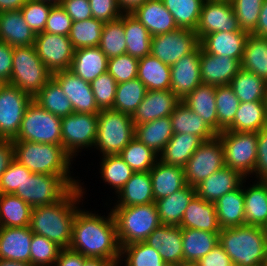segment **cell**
I'll list each match as a JSON object with an SVG mask.
<instances>
[{
  "label": "cell",
  "instance_id": "obj_27",
  "mask_svg": "<svg viewBox=\"0 0 267 266\" xmlns=\"http://www.w3.org/2000/svg\"><path fill=\"white\" fill-rule=\"evenodd\" d=\"M36 34L25 22L21 10L0 12V41L12 47L34 45Z\"/></svg>",
  "mask_w": 267,
  "mask_h": 266
},
{
  "label": "cell",
  "instance_id": "obj_67",
  "mask_svg": "<svg viewBox=\"0 0 267 266\" xmlns=\"http://www.w3.org/2000/svg\"><path fill=\"white\" fill-rule=\"evenodd\" d=\"M14 160L13 140L0 139V176Z\"/></svg>",
  "mask_w": 267,
  "mask_h": 266
},
{
  "label": "cell",
  "instance_id": "obj_46",
  "mask_svg": "<svg viewBox=\"0 0 267 266\" xmlns=\"http://www.w3.org/2000/svg\"><path fill=\"white\" fill-rule=\"evenodd\" d=\"M147 91L145 85L138 78L117 84L112 109L132 116Z\"/></svg>",
  "mask_w": 267,
  "mask_h": 266
},
{
  "label": "cell",
  "instance_id": "obj_74",
  "mask_svg": "<svg viewBox=\"0 0 267 266\" xmlns=\"http://www.w3.org/2000/svg\"><path fill=\"white\" fill-rule=\"evenodd\" d=\"M262 266H267V257H266V260L263 262Z\"/></svg>",
  "mask_w": 267,
  "mask_h": 266
},
{
  "label": "cell",
  "instance_id": "obj_42",
  "mask_svg": "<svg viewBox=\"0 0 267 266\" xmlns=\"http://www.w3.org/2000/svg\"><path fill=\"white\" fill-rule=\"evenodd\" d=\"M229 86L240 102L265 101L267 82L255 73L240 69Z\"/></svg>",
  "mask_w": 267,
  "mask_h": 266
},
{
  "label": "cell",
  "instance_id": "obj_36",
  "mask_svg": "<svg viewBox=\"0 0 267 266\" xmlns=\"http://www.w3.org/2000/svg\"><path fill=\"white\" fill-rule=\"evenodd\" d=\"M216 86L201 84L183 100L184 105L198 114L217 133Z\"/></svg>",
  "mask_w": 267,
  "mask_h": 266
},
{
  "label": "cell",
  "instance_id": "obj_3",
  "mask_svg": "<svg viewBox=\"0 0 267 266\" xmlns=\"http://www.w3.org/2000/svg\"><path fill=\"white\" fill-rule=\"evenodd\" d=\"M13 149L14 159L30 172L58 175L72 188L81 186V181L73 178L70 173L74 159L63 149L62 145L13 141Z\"/></svg>",
  "mask_w": 267,
  "mask_h": 266
},
{
  "label": "cell",
  "instance_id": "obj_43",
  "mask_svg": "<svg viewBox=\"0 0 267 266\" xmlns=\"http://www.w3.org/2000/svg\"><path fill=\"white\" fill-rule=\"evenodd\" d=\"M32 207L15 194H0V226L30 225Z\"/></svg>",
  "mask_w": 267,
  "mask_h": 266
},
{
  "label": "cell",
  "instance_id": "obj_21",
  "mask_svg": "<svg viewBox=\"0 0 267 266\" xmlns=\"http://www.w3.org/2000/svg\"><path fill=\"white\" fill-rule=\"evenodd\" d=\"M241 69V62L228 56L205 52L200 46V73L202 84L213 86L229 85Z\"/></svg>",
  "mask_w": 267,
  "mask_h": 266
},
{
  "label": "cell",
  "instance_id": "obj_33",
  "mask_svg": "<svg viewBox=\"0 0 267 266\" xmlns=\"http://www.w3.org/2000/svg\"><path fill=\"white\" fill-rule=\"evenodd\" d=\"M119 194V195H118ZM115 206H133L154 203L152 181L149 171L134 172L127 183L116 194Z\"/></svg>",
  "mask_w": 267,
  "mask_h": 266
},
{
  "label": "cell",
  "instance_id": "obj_72",
  "mask_svg": "<svg viewBox=\"0 0 267 266\" xmlns=\"http://www.w3.org/2000/svg\"><path fill=\"white\" fill-rule=\"evenodd\" d=\"M0 266H35L30 262L13 261L7 259H0Z\"/></svg>",
  "mask_w": 267,
  "mask_h": 266
},
{
  "label": "cell",
  "instance_id": "obj_37",
  "mask_svg": "<svg viewBox=\"0 0 267 266\" xmlns=\"http://www.w3.org/2000/svg\"><path fill=\"white\" fill-rule=\"evenodd\" d=\"M203 141L193 134L177 133L159 154V160L167 165L184 167Z\"/></svg>",
  "mask_w": 267,
  "mask_h": 266
},
{
  "label": "cell",
  "instance_id": "obj_44",
  "mask_svg": "<svg viewBox=\"0 0 267 266\" xmlns=\"http://www.w3.org/2000/svg\"><path fill=\"white\" fill-rule=\"evenodd\" d=\"M241 68L255 73L267 82V38L249 34L241 59Z\"/></svg>",
  "mask_w": 267,
  "mask_h": 266
},
{
  "label": "cell",
  "instance_id": "obj_76",
  "mask_svg": "<svg viewBox=\"0 0 267 266\" xmlns=\"http://www.w3.org/2000/svg\"><path fill=\"white\" fill-rule=\"evenodd\" d=\"M265 102H266V109H267V95H266V99H265Z\"/></svg>",
  "mask_w": 267,
  "mask_h": 266
},
{
  "label": "cell",
  "instance_id": "obj_63",
  "mask_svg": "<svg viewBox=\"0 0 267 266\" xmlns=\"http://www.w3.org/2000/svg\"><path fill=\"white\" fill-rule=\"evenodd\" d=\"M61 6L73 22L92 18L89 0H62Z\"/></svg>",
  "mask_w": 267,
  "mask_h": 266
},
{
  "label": "cell",
  "instance_id": "obj_11",
  "mask_svg": "<svg viewBox=\"0 0 267 266\" xmlns=\"http://www.w3.org/2000/svg\"><path fill=\"white\" fill-rule=\"evenodd\" d=\"M97 124L98 114L71 113L61 117L63 149L72 158H76L81 149L93 148L97 136Z\"/></svg>",
  "mask_w": 267,
  "mask_h": 266
},
{
  "label": "cell",
  "instance_id": "obj_2",
  "mask_svg": "<svg viewBox=\"0 0 267 266\" xmlns=\"http://www.w3.org/2000/svg\"><path fill=\"white\" fill-rule=\"evenodd\" d=\"M83 184L72 188L57 203L32 208L29 225L32 232L55 242L62 249L69 248L78 204L86 194Z\"/></svg>",
  "mask_w": 267,
  "mask_h": 266
},
{
  "label": "cell",
  "instance_id": "obj_19",
  "mask_svg": "<svg viewBox=\"0 0 267 266\" xmlns=\"http://www.w3.org/2000/svg\"><path fill=\"white\" fill-rule=\"evenodd\" d=\"M158 250L167 266L183 265L182 228L161 224L144 241Z\"/></svg>",
  "mask_w": 267,
  "mask_h": 266
},
{
  "label": "cell",
  "instance_id": "obj_14",
  "mask_svg": "<svg viewBox=\"0 0 267 266\" xmlns=\"http://www.w3.org/2000/svg\"><path fill=\"white\" fill-rule=\"evenodd\" d=\"M199 44L195 31L177 28L152 36L150 55L171 66L184 55L191 53Z\"/></svg>",
  "mask_w": 267,
  "mask_h": 266
},
{
  "label": "cell",
  "instance_id": "obj_48",
  "mask_svg": "<svg viewBox=\"0 0 267 266\" xmlns=\"http://www.w3.org/2000/svg\"><path fill=\"white\" fill-rule=\"evenodd\" d=\"M98 47L108 59L126 53L124 13L118 19L104 23Z\"/></svg>",
  "mask_w": 267,
  "mask_h": 266
},
{
  "label": "cell",
  "instance_id": "obj_77",
  "mask_svg": "<svg viewBox=\"0 0 267 266\" xmlns=\"http://www.w3.org/2000/svg\"><path fill=\"white\" fill-rule=\"evenodd\" d=\"M113 266H121V264L119 265V263H117V264H114Z\"/></svg>",
  "mask_w": 267,
  "mask_h": 266
},
{
  "label": "cell",
  "instance_id": "obj_8",
  "mask_svg": "<svg viewBox=\"0 0 267 266\" xmlns=\"http://www.w3.org/2000/svg\"><path fill=\"white\" fill-rule=\"evenodd\" d=\"M61 117L41 108L36 102L27 106L19 133L13 141L62 145Z\"/></svg>",
  "mask_w": 267,
  "mask_h": 266
},
{
  "label": "cell",
  "instance_id": "obj_16",
  "mask_svg": "<svg viewBox=\"0 0 267 266\" xmlns=\"http://www.w3.org/2000/svg\"><path fill=\"white\" fill-rule=\"evenodd\" d=\"M238 20L230 0H205L195 33L199 41L207 34L239 31Z\"/></svg>",
  "mask_w": 267,
  "mask_h": 266
},
{
  "label": "cell",
  "instance_id": "obj_26",
  "mask_svg": "<svg viewBox=\"0 0 267 266\" xmlns=\"http://www.w3.org/2000/svg\"><path fill=\"white\" fill-rule=\"evenodd\" d=\"M179 226L214 233H219L222 229L218 222L215 203L205 201L197 195L189 202Z\"/></svg>",
  "mask_w": 267,
  "mask_h": 266
},
{
  "label": "cell",
  "instance_id": "obj_70",
  "mask_svg": "<svg viewBox=\"0 0 267 266\" xmlns=\"http://www.w3.org/2000/svg\"><path fill=\"white\" fill-rule=\"evenodd\" d=\"M27 0H0V12L20 10Z\"/></svg>",
  "mask_w": 267,
  "mask_h": 266
},
{
  "label": "cell",
  "instance_id": "obj_75",
  "mask_svg": "<svg viewBox=\"0 0 267 266\" xmlns=\"http://www.w3.org/2000/svg\"><path fill=\"white\" fill-rule=\"evenodd\" d=\"M181 266H195L193 264H184V265H181Z\"/></svg>",
  "mask_w": 267,
  "mask_h": 266
},
{
  "label": "cell",
  "instance_id": "obj_20",
  "mask_svg": "<svg viewBox=\"0 0 267 266\" xmlns=\"http://www.w3.org/2000/svg\"><path fill=\"white\" fill-rule=\"evenodd\" d=\"M181 100L171 90H148L131 118L134 125L170 116Z\"/></svg>",
  "mask_w": 267,
  "mask_h": 266
},
{
  "label": "cell",
  "instance_id": "obj_58",
  "mask_svg": "<svg viewBox=\"0 0 267 266\" xmlns=\"http://www.w3.org/2000/svg\"><path fill=\"white\" fill-rule=\"evenodd\" d=\"M139 59L127 53L108 59L107 72L117 84L137 78Z\"/></svg>",
  "mask_w": 267,
  "mask_h": 266
},
{
  "label": "cell",
  "instance_id": "obj_60",
  "mask_svg": "<svg viewBox=\"0 0 267 266\" xmlns=\"http://www.w3.org/2000/svg\"><path fill=\"white\" fill-rule=\"evenodd\" d=\"M72 22L61 4L53 5L49 12L44 32L68 36Z\"/></svg>",
  "mask_w": 267,
  "mask_h": 266
},
{
  "label": "cell",
  "instance_id": "obj_45",
  "mask_svg": "<svg viewBox=\"0 0 267 266\" xmlns=\"http://www.w3.org/2000/svg\"><path fill=\"white\" fill-rule=\"evenodd\" d=\"M33 101L41 108L59 117L74 113L72 103L53 78L33 98Z\"/></svg>",
  "mask_w": 267,
  "mask_h": 266
},
{
  "label": "cell",
  "instance_id": "obj_7",
  "mask_svg": "<svg viewBox=\"0 0 267 266\" xmlns=\"http://www.w3.org/2000/svg\"><path fill=\"white\" fill-rule=\"evenodd\" d=\"M134 137L135 126L130 115L112 108L100 110L94 148L101 156L119 155Z\"/></svg>",
  "mask_w": 267,
  "mask_h": 266
},
{
  "label": "cell",
  "instance_id": "obj_49",
  "mask_svg": "<svg viewBox=\"0 0 267 266\" xmlns=\"http://www.w3.org/2000/svg\"><path fill=\"white\" fill-rule=\"evenodd\" d=\"M119 156L134 172L150 171L159 160V155L134 137Z\"/></svg>",
  "mask_w": 267,
  "mask_h": 266
},
{
  "label": "cell",
  "instance_id": "obj_13",
  "mask_svg": "<svg viewBox=\"0 0 267 266\" xmlns=\"http://www.w3.org/2000/svg\"><path fill=\"white\" fill-rule=\"evenodd\" d=\"M33 98L9 83L0 86V139L14 140Z\"/></svg>",
  "mask_w": 267,
  "mask_h": 266
},
{
  "label": "cell",
  "instance_id": "obj_24",
  "mask_svg": "<svg viewBox=\"0 0 267 266\" xmlns=\"http://www.w3.org/2000/svg\"><path fill=\"white\" fill-rule=\"evenodd\" d=\"M248 36L249 33L244 30L216 32L205 35L199 43L201 48L209 54L228 56L241 62Z\"/></svg>",
  "mask_w": 267,
  "mask_h": 266
},
{
  "label": "cell",
  "instance_id": "obj_31",
  "mask_svg": "<svg viewBox=\"0 0 267 266\" xmlns=\"http://www.w3.org/2000/svg\"><path fill=\"white\" fill-rule=\"evenodd\" d=\"M219 244V233L182 228L183 265H195Z\"/></svg>",
  "mask_w": 267,
  "mask_h": 266
},
{
  "label": "cell",
  "instance_id": "obj_35",
  "mask_svg": "<svg viewBox=\"0 0 267 266\" xmlns=\"http://www.w3.org/2000/svg\"><path fill=\"white\" fill-rule=\"evenodd\" d=\"M242 184L215 201L220 227L230 228L245 225L244 187Z\"/></svg>",
  "mask_w": 267,
  "mask_h": 266
},
{
  "label": "cell",
  "instance_id": "obj_34",
  "mask_svg": "<svg viewBox=\"0 0 267 266\" xmlns=\"http://www.w3.org/2000/svg\"><path fill=\"white\" fill-rule=\"evenodd\" d=\"M173 134L187 133L199 137L202 141H208L217 136L205 121L194 111L180 102L170 115Z\"/></svg>",
  "mask_w": 267,
  "mask_h": 266
},
{
  "label": "cell",
  "instance_id": "obj_66",
  "mask_svg": "<svg viewBox=\"0 0 267 266\" xmlns=\"http://www.w3.org/2000/svg\"><path fill=\"white\" fill-rule=\"evenodd\" d=\"M86 258L81 253L64 248L60 250L54 266H83Z\"/></svg>",
  "mask_w": 267,
  "mask_h": 266
},
{
  "label": "cell",
  "instance_id": "obj_9",
  "mask_svg": "<svg viewBox=\"0 0 267 266\" xmlns=\"http://www.w3.org/2000/svg\"><path fill=\"white\" fill-rule=\"evenodd\" d=\"M224 149L225 166L253 177L257 160V133L223 130L217 134ZM251 175V176H250Z\"/></svg>",
  "mask_w": 267,
  "mask_h": 266
},
{
  "label": "cell",
  "instance_id": "obj_29",
  "mask_svg": "<svg viewBox=\"0 0 267 266\" xmlns=\"http://www.w3.org/2000/svg\"><path fill=\"white\" fill-rule=\"evenodd\" d=\"M245 225L267 226V181L255 180L247 188L244 184ZM247 188V189H246Z\"/></svg>",
  "mask_w": 267,
  "mask_h": 266
},
{
  "label": "cell",
  "instance_id": "obj_22",
  "mask_svg": "<svg viewBox=\"0 0 267 266\" xmlns=\"http://www.w3.org/2000/svg\"><path fill=\"white\" fill-rule=\"evenodd\" d=\"M244 179L246 177L238 170L224 166L195 186L196 195L205 201L215 202L238 188Z\"/></svg>",
  "mask_w": 267,
  "mask_h": 266
},
{
  "label": "cell",
  "instance_id": "obj_50",
  "mask_svg": "<svg viewBox=\"0 0 267 266\" xmlns=\"http://www.w3.org/2000/svg\"><path fill=\"white\" fill-rule=\"evenodd\" d=\"M101 179L114 189L116 194L131 178L134 171L119 155H107L101 157Z\"/></svg>",
  "mask_w": 267,
  "mask_h": 266
},
{
  "label": "cell",
  "instance_id": "obj_71",
  "mask_svg": "<svg viewBox=\"0 0 267 266\" xmlns=\"http://www.w3.org/2000/svg\"><path fill=\"white\" fill-rule=\"evenodd\" d=\"M114 263L111 260L104 258H90L87 257L84 260L83 266H113Z\"/></svg>",
  "mask_w": 267,
  "mask_h": 266
},
{
  "label": "cell",
  "instance_id": "obj_56",
  "mask_svg": "<svg viewBox=\"0 0 267 266\" xmlns=\"http://www.w3.org/2000/svg\"><path fill=\"white\" fill-rule=\"evenodd\" d=\"M90 85L98 108L100 110L113 108L117 87L115 79L105 72L95 78Z\"/></svg>",
  "mask_w": 267,
  "mask_h": 266
},
{
  "label": "cell",
  "instance_id": "obj_55",
  "mask_svg": "<svg viewBox=\"0 0 267 266\" xmlns=\"http://www.w3.org/2000/svg\"><path fill=\"white\" fill-rule=\"evenodd\" d=\"M241 30L251 34L257 26L264 0H230Z\"/></svg>",
  "mask_w": 267,
  "mask_h": 266
},
{
  "label": "cell",
  "instance_id": "obj_53",
  "mask_svg": "<svg viewBox=\"0 0 267 266\" xmlns=\"http://www.w3.org/2000/svg\"><path fill=\"white\" fill-rule=\"evenodd\" d=\"M215 100L219 134L233 123L240 101L229 85L216 86Z\"/></svg>",
  "mask_w": 267,
  "mask_h": 266
},
{
  "label": "cell",
  "instance_id": "obj_5",
  "mask_svg": "<svg viewBox=\"0 0 267 266\" xmlns=\"http://www.w3.org/2000/svg\"><path fill=\"white\" fill-rule=\"evenodd\" d=\"M112 214L117 226L120 247L135 242H143L149 234L160 226L156 203L112 206Z\"/></svg>",
  "mask_w": 267,
  "mask_h": 266
},
{
  "label": "cell",
  "instance_id": "obj_39",
  "mask_svg": "<svg viewBox=\"0 0 267 266\" xmlns=\"http://www.w3.org/2000/svg\"><path fill=\"white\" fill-rule=\"evenodd\" d=\"M137 78L147 90H170V65L161 62L152 55H147L139 59Z\"/></svg>",
  "mask_w": 267,
  "mask_h": 266
},
{
  "label": "cell",
  "instance_id": "obj_10",
  "mask_svg": "<svg viewBox=\"0 0 267 266\" xmlns=\"http://www.w3.org/2000/svg\"><path fill=\"white\" fill-rule=\"evenodd\" d=\"M72 187L58 175L32 173L13 193L32 208L57 203Z\"/></svg>",
  "mask_w": 267,
  "mask_h": 266
},
{
  "label": "cell",
  "instance_id": "obj_25",
  "mask_svg": "<svg viewBox=\"0 0 267 266\" xmlns=\"http://www.w3.org/2000/svg\"><path fill=\"white\" fill-rule=\"evenodd\" d=\"M149 31L151 36L176 30L173 15L162 0H148L131 13Z\"/></svg>",
  "mask_w": 267,
  "mask_h": 266
},
{
  "label": "cell",
  "instance_id": "obj_41",
  "mask_svg": "<svg viewBox=\"0 0 267 266\" xmlns=\"http://www.w3.org/2000/svg\"><path fill=\"white\" fill-rule=\"evenodd\" d=\"M124 31L128 55L137 59L150 55L152 36L131 13H124Z\"/></svg>",
  "mask_w": 267,
  "mask_h": 266
},
{
  "label": "cell",
  "instance_id": "obj_18",
  "mask_svg": "<svg viewBox=\"0 0 267 266\" xmlns=\"http://www.w3.org/2000/svg\"><path fill=\"white\" fill-rule=\"evenodd\" d=\"M52 78L60 85L72 103L74 113L99 114L93 91L89 82L76 76L71 70L53 73Z\"/></svg>",
  "mask_w": 267,
  "mask_h": 266
},
{
  "label": "cell",
  "instance_id": "obj_65",
  "mask_svg": "<svg viewBox=\"0 0 267 266\" xmlns=\"http://www.w3.org/2000/svg\"><path fill=\"white\" fill-rule=\"evenodd\" d=\"M13 47L0 41V82L9 83L12 71Z\"/></svg>",
  "mask_w": 267,
  "mask_h": 266
},
{
  "label": "cell",
  "instance_id": "obj_12",
  "mask_svg": "<svg viewBox=\"0 0 267 266\" xmlns=\"http://www.w3.org/2000/svg\"><path fill=\"white\" fill-rule=\"evenodd\" d=\"M224 166V149L220 138L216 136L203 141L183 167L186 183L195 187Z\"/></svg>",
  "mask_w": 267,
  "mask_h": 266
},
{
  "label": "cell",
  "instance_id": "obj_23",
  "mask_svg": "<svg viewBox=\"0 0 267 266\" xmlns=\"http://www.w3.org/2000/svg\"><path fill=\"white\" fill-rule=\"evenodd\" d=\"M32 236L29 226H0V259L30 262Z\"/></svg>",
  "mask_w": 267,
  "mask_h": 266
},
{
  "label": "cell",
  "instance_id": "obj_57",
  "mask_svg": "<svg viewBox=\"0 0 267 266\" xmlns=\"http://www.w3.org/2000/svg\"><path fill=\"white\" fill-rule=\"evenodd\" d=\"M53 4L27 0L26 4L20 9L25 22L35 34L44 32L46 21Z\"/></svg>",
  "mask_w": 267,
  "mask_h": 266
},
{
  "label": "cell",
  "instance_id": "obj_69",
  "mask_svg": "<svg viewBox=\"0 0 267 266\" xmlns=\"http://www.w3.org/2000/svg\"><path fill=\"white\" fill-rule=\"evenodd\" d=\"M148 0H117L118 6L123 13H132L137 7Z\"/></svg>",
  "mask_w": 267,
  "mask_h": 266
},
{
  "label": "cell",
  "instance_id": "obj_62",
  "mask_svg": "<svg viewBox=\"0 0 267 266\" xmlns=\"http://www.w3.org/2000/svg\"><path fill=\"white\" fill-rule=\"evenodd\" d=\"M257 160L253 176L256 180L267 181V126L257 132Z\"/></svg>",
  "mask_w": 267,
  "mask_h": 266
},
{
  "label": "cell",
  "instance_id": "obj_6",
  "mask_svg": "<svg viewBox=\"0 0 267 266\" xmlns=\"http://www.w3.org/2000/svg\"><path fill=\"white\" fill-rule=\"evenodd\" d=\"M53 73L38 56L34 45L13 47L9 84L34 98L52 78Z\"/></svg>",
  "mask_w": 267,
  "mask_h": 266
},
{
  "label": "cell",
  "instance_id": "obj_73",
  "mask_svg": "<svg viewBox=\"0 0 267 266\" xmlns=\"http://www.w3.org/2000/svg\"><path fill=\"white\" fill-rule=\"evenodd\" d=\"M37 1L47 2V3L53 4V5H59V4H61L62 0H37Z\"/></svg>",
  "mask_w": 267,
  "mask_h": 266
},
{
  "label": "cell",
  "instance_id": "obj_52",
  "mask_svg": "<svg viewBox=\"0 0 267 266\" xmlns=\"http://www.w3.org/2000/svg\"><path fill=\"white\" fill-rule=\"evenodd\" d=\"M104 22L95 18L72 22L68 35L75 50L99 46Z\"/></svg>",
  "mask_w": 267,
  "mask_h": 266
},
{
  "label": "cell",
  "instance_id": "obj_32",
  "mask_svg": "<svg viewBox=\"0 0 267 266\" xmlns=\"http://www.w3.org/2000/svg\"><path fill=\"white\" fill-rule=\"evenodd\" d=\"M195 195V187L187 184L181 190L156 200L161 223L168 226H179L189 202Z\"/></svg>",
  "mask_w": 267,
  "mask_h": 266
},
{
  "label": "cell",
  "instance_id": "obj_64",
  "mask_svg": "<svg viewBox=\"0 0 267 266\" xmlns=\"http://www.w3.org/2000/svg\"><path fill=\"white\" fill-rule=\"evenodd\" d=\"M195 266H233L231 258L218 244L207 255L203 256Z\"/></svg>",
  "mask_w": 267,
  "mask_h": 266
},
{
  "label": "cell",
  "instance_id": "obj_38",
  "mask_svg": "<svg viewBox=\"0 0 267 266\" xmlns=\"http://www.w3.org/2000/svg\"><path fill=\"white\" fill-rule=\"evenodd\" d=\"M265 126H267L265 101L240 102L233 123L226 130L257 133Z\"/></svg>",
  "mask_w": 267,
  "mask_h": 266
},
{
  "label": "cell",
  "instance_id": "obj_61",
  "mask_svg": "<svg viewBox=\"0 0 267 266\" xmlns=\"http://www.w3.org/2000/svg\"><path fill=\"white\" fill-rule=\"evenodd\" d=\"M89 4L92 17L104 23L118 19L123 14L117 0H89Z\"/></svg>",
  "mask_w": 267,
  "mask_h": 266
},
{
  "label": "cell",
  "instance_id": "obj_1",
  "mask_svg": "<svg viewBox=\"0 0 267 266\" xmlns=\"http://www.w3.org/2000/svg\"><path fill=\"white\" fill-rule=\"evenodd\" d=\"M78 209L72 225L69 249L84 257L104 258L117 264L121 247L117 237V226L111 211L101 216L88 210Z\"/></svg>",
  "mask_w": 267,
  "mask_h": 266
},
{
  "label": "cell",
  "instance_id": "obj_4",
  "mask_svg": "<svg viewBox=\"0 0 267 266\" xmlns=\"http://www.w3.org/2000/svg\"><path fill=\"white\" fill-rule=\"evenodd\" d=\"M219 245L233 265L262 266L267 257V232L264 227L253 225L223 228Z\"/></svg>",
  "mask_w": 267,
  "mask_h": 266
},
{
  "label": "cell",
  "instance_id": "obj_17",
  "mask_svg": "<svg viewBox=\"0 0 267 266\" xmlns=\"http://www.w3.org/2000/svg\"><path fill=\"white\" fill-rule=\"evenodd\" d=\"M170 90L183 100L202 84L200 73V44L189 54L184 55L170 66Z\"/></svg>",
  "mask_w": 267,
  "mask_h": 266
},
{
  "label": "cell",
  "instance_id": "obj_51",
  "mask_svg": "<svg viewBox=\"0 0 267 266\" xmlns=\"http://www.w3.org/2000/svg\"><path fill=\"white\" fill-rule=\"evenodd\" d=\"M122 261H125L124 266H167L158 250L144 241L123 246L118 263L120 264Z\"/></svg>",
  "mask_w": 267,
  "mask_h": 266
},
{
  "label": "cell",
  "instance_id": "obj_54",
  "mask_svg": "<svg viewBox=\"0 0 267 266\" xmlns=\"http://www.w3.org/2000/svg\"><path fill=\"white\" fill-rule=\"evenodd\" d=\"M61 249L55 242L33 233L30 263L35 266H54Z\"/></svg>",
  "mask_w": 267,
  "mask_h": 266
},
{
  "label": "cell",
  "instance_id": "obj_68",
  "mask_svg": "<svg viewBox=\"0 0 267 266\" xmlns=\"http://www.w3.org/2000/svg\"><path fill=\"white\" fill-rule=\"evenodd\" d=\"M251 34L257 37L267 38V0L263 2L256 29Z\"/></svg>",
  "mask_w": 267,
  "mask_h": 266
},
{
  "label": "cell",
  "instance_id": "obj_40",
  "mask_svg": "<svg viewBox=\"0 0 267 266\" xmlns=\"http://www.w3.org/2000/svg\"><path fill=\"white\" fill-rule=\"evenodd\" d=\"M135 126V137L158 155L173 136L170 116Z\"/></svg>",
  "mask_w": 267,
  "mask_h": 266
},
{
  "label": "cell",
  "instance_id": "obj_30",
  "mask_svg": "<svg viewBox=\"0 0 267 266\" xmlns=\"http://www.w3.org/2000/svg\"><path fill=\"white\" fill-rule=\"evenodd\" d=\"M108 58L98 47H86L75 50L70 70L91 83L100 74L107 72Z\"/></svg>",
  "mask_w": 267,
  "mask_h": 266
},
{
  "label": "cell",
  "instance_id": "obj_47",
  "mask_svg": "<svg viewBox=\"0 0 267 266\" xmlns=\"http://www.w3.org/2000/svg\"><path fill=\"white\" fill-rule=\"evenodd\" d=\"M178 28L195 31L205 0H162Z\"/></svg>",
  "mask_w": 267,
  "mask_h": 266
},
{
  "label": "cell",
  "instance_id": "obj_59",
  "mask_svg": "<svg viewBox=\"0 0 267 266\" xmlns=\"http://www.w3.org/2000/svg\"><path fill=\"white\" fill-rule=\"evenodd\" d=\"M31 175L32 172L14 159L0 176V194L14 193L18 186L22 185L25 178Z\"/></svg>",
  "mask_w": 267,
  "mask_h": 266
},
{
  "label": "cell",
  "instance_id": "obj_28",
  "mask_svg": "<svg viewBox=\"0 0 267 266\" xmlns=\"http://www.w3.org/2000/svg\"><path fill=\"white\" fill-rule=\"evenodd\" d=\"M149 173L155 201L169 196L187 185L183 167L167 165L158 160Z\"/></svg>",
  "mask_w": 267,
  "mask_h": 266
},
{
  "label": "cell",
  "instance_id": "obj_15",
  "mask_svg": "<svg viewBox=\"0 0 267 266\" xmlns=\"http://www.w3.org/2000/svg\"><path fill=\"white\" fill-rule=\"evenodd\" d=\"M35 50L41 61L52 72L70 70L75 53L68 36L42 32L36 34Z\"/></svg>",
  "mask_w": 267,
  "mask_h": 266
}]
</instances>
